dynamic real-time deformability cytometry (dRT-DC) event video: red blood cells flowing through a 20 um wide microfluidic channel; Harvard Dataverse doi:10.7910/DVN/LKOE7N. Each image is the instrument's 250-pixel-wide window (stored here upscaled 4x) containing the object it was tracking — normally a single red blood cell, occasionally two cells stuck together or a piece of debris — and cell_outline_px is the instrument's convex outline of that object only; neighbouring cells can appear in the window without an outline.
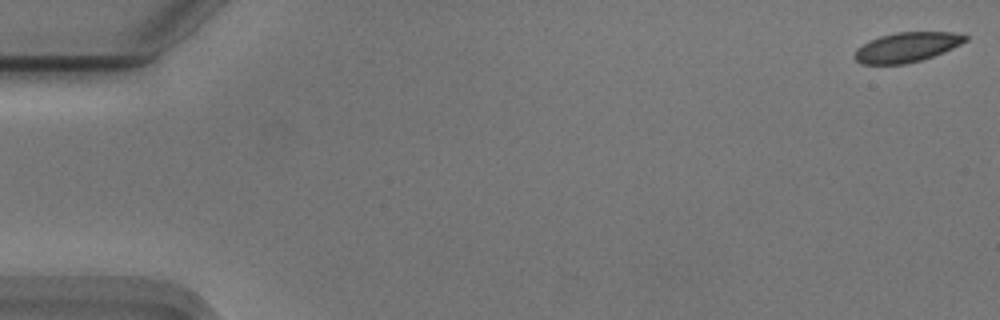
{"species": "Egyptian fruit bat (a non-hibernating species)", "species_latin": "Rousettus aegyptiacus", "temperature_condition": "cold", "stored_images_in_passage": 7, "camera_frame_rate_fps": 3000, "um_per_image_px": 0.085, "animal": {"sex": "male"}, "frame": {"image": 1, "passage_image": 1, "time_ms": 0.0, "image_size_px": [1000, 320], "cell_outline_px": [[968, 40], [944, 52], [920, 60], [904, 64], [860, 64], [852, 56], [856, 48], [868, 40], [880, 36], [896, 32], [952, 32], [968, 36]], "centroid_in_image_um": [77.02, 4.01], "position_along_channel_um": 8.0, "area_um2": 19.25}}